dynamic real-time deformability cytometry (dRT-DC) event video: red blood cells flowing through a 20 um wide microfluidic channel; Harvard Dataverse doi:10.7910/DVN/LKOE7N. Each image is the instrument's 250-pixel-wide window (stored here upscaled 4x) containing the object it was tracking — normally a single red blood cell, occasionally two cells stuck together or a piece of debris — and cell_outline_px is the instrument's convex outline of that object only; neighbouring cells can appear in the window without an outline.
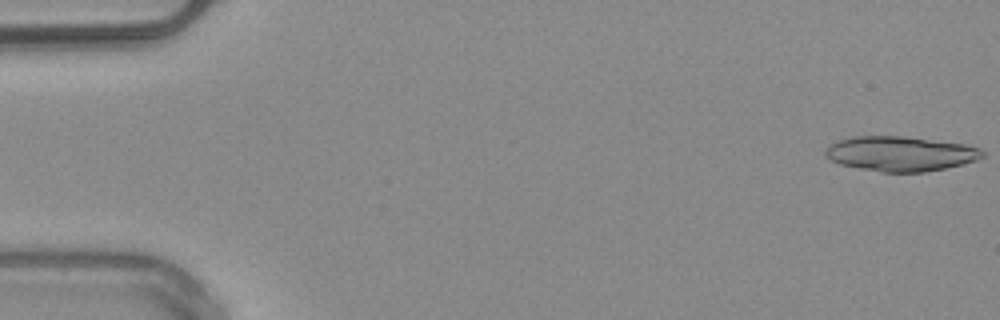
{"species": "common noctule bat (a hibernating species)", "species_latin": "Nyctalus noctula", "temperature_condition": "warm", "stored_images_in_passage": 13, "camera_frame_rate_fps": 3000, "um_per_image_px": 0.085, "animal": {"sex": "male", "body_mass_g": 20.4}, "frame": {"image": 1, "passage_image": 1, "time_ms": 0.0, "image_size_px": [1000, 320], "cell_outline_px": [[984, 156], [976, 160], [964, 164], [924, 172], [880, 172], [840, 164], [832, 160], [824, 152], [828, 144], [852, 136], [900, 136], [964, 144], [980, 148], [984, 152]], "centroid_in_image_um": [76.54, 13.06], "position_along_channel_um": 8.5, "area_um2": 31.67}}